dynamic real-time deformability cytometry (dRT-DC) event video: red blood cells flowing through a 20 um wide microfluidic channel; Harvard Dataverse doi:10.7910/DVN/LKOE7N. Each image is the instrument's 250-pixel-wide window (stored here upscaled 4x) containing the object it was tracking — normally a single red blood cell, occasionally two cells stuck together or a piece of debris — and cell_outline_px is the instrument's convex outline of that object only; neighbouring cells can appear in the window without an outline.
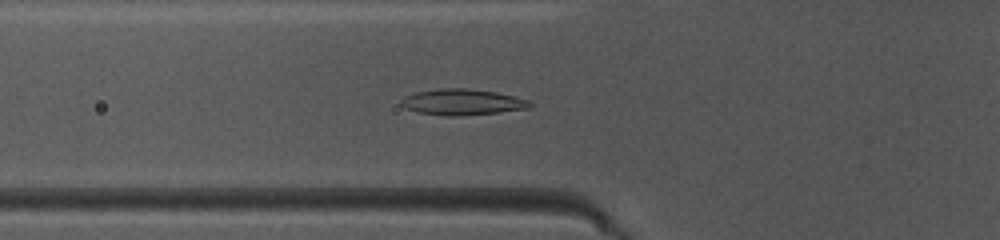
{"species": "common noctule bat (a hibernating species)", "species_latin": "Nyctalus noctula", "temperature_condition": "warm", "stored_images_in_passage": 41, "camera_frame_rate_fps": 3000, "um_per_image_px": 0.085, "animal": {"sex": "female", "body_mass_g": 10.0, "forearm_length_mm": 53.1}, "frame": {"image": 1, "passage_image": 10, "time_ms": 3.0, "image_size_px": [1000, 240], "cell_outline_px": [[532, 104], [528, 108], [500, 112], [456, 116], [448, 116], [420, 112], [404, 108], [400, 104], [400, 100], [404, 96], [416, 92], [440, 88], [464, 88], [496, 92], [528, 100]], "centroid_in_image_um": [39.25, 8.67], "position_along_channel_um": 86.6, "area_um2": 19.31}}
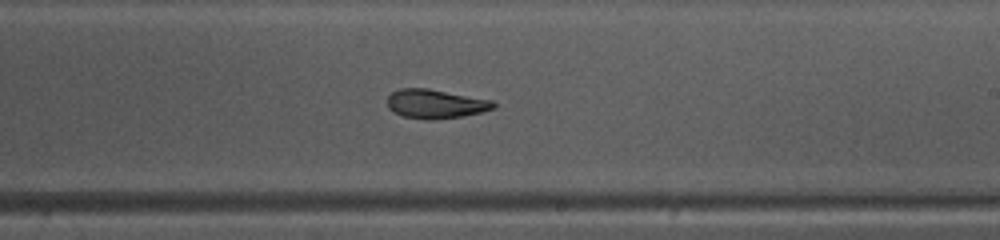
{"frame": {"image": 2, "passage_image": 22, "time_ms": 7.0, "image_size_px": [1000, 240], "cell_outline_px": [[496, 108], [480, 112], [460, 116], [432, 120], [424, 120], [404, 116], [388, 108], [388, 96], [392, 92], [400, 88], [428, 88], [492, 100], [496, 104]], "centroid_in_image_um": [37.02, 8.82], "position_along_channel_um": 252.0, "area_um2": 17.86}}
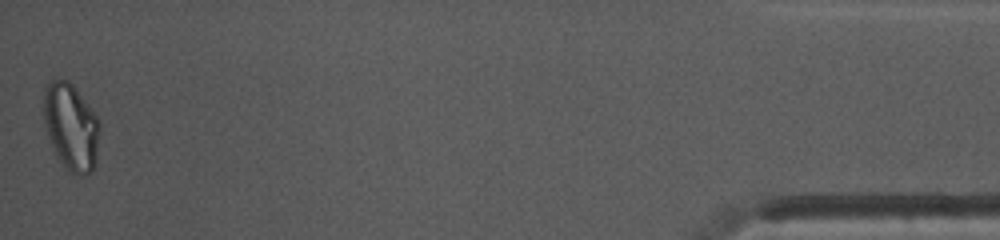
{"frame": {"image": 3, "passage_image": 41, "time_ms": 13.333, "image_size_px": [1000, 240], "cell_outline_px": [[100, 132], [96, 164], [92, 172], [84, 176], [80, 176], [68, 172], [64, 168], [56, 156], [48, 136], [44, 124], [44, 84], [52, 80], [68, 80], [72, 84], [88, 104], [100, 120]], "centroid_in_image_um": [6.05, 10.82], "position_along_channel_um": 429.1, "area_um2": 28.9}, "authors_computed_cell_mechanics": {"area_um2": 19.074, "velocity_mm_per_s": 4.1094, "shape_relaxation_time_tau1_ms": 4.1066, "shape_relaxation_time_tau2_ms": 1.8307, "deformation_change_tau1": 0.1315, "deformation_change_tau2": 0.081}}